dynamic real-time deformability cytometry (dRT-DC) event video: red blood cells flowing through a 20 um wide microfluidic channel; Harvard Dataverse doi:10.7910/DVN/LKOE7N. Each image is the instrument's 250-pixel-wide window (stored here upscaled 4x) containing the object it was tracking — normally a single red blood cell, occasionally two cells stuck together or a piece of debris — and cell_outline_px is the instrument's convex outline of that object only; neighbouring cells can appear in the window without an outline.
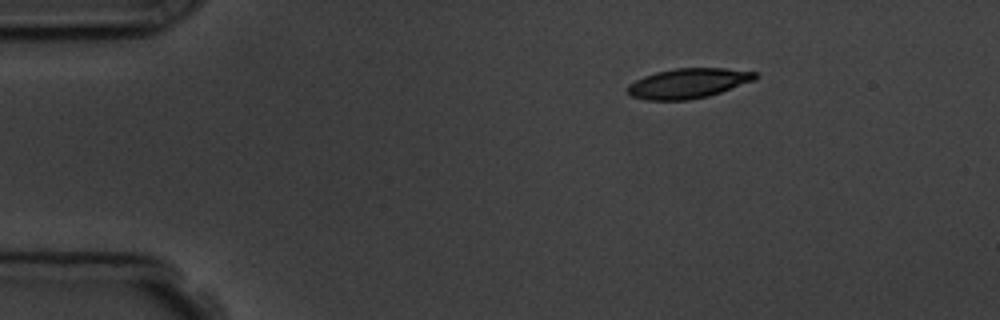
{"species": "common noctule bat (a hibernating species)", "species_latin": "Nyctalus noctula", "temperature_condition": "room temperature", "stored_images_in_passage": 3, "camera_frame_rate_fps": 3000, "um_per_image_px": 0.085, "animal": {"sex": "male", "body_mass_g": 19.5, "forearm_length_mm": 54.6}, "frame": {"image": 1, "passage_image": 1, "time_ms": 0.0, "image_size_px": [1000, 320], "cell_outline_px": [[760, 76], [756, 80], [708, 96], [688, 100], [644, 100], [632, 96], [628, 92], [628, 84], [644, 76], [656, 72], [676, 68], [724, 68], [756, 72]], "centroid_in_image_um": [58.52, 7.08], "position_along_channel_um": 26.5, "area_um2": 22.25}}